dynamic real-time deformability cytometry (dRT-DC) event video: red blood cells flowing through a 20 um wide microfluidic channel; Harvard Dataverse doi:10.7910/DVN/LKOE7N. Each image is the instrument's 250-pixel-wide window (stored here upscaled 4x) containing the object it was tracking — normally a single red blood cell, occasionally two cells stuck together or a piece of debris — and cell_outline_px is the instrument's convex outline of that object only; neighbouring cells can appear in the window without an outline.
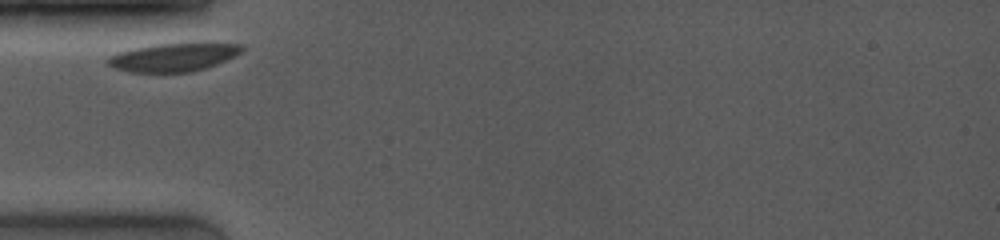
{"species": "common noctule bat (a hibernating species)", "species_latin": "Nyctalus noctula", "temperature_condition": "room temperature", "stored_images_in_passage": 25, "camera_frame_rate_fps": 4000, "um_per_image_px": 0.085, "animal": {"sex": "female", "body_mass_g": 19.0, "forearm_length_mm": 53.3}, "frame": {"image": 1, "passage_image": 1, "time_ms": 0.0, "image_size_px": [1000, 240], "cell_outline_px": [[244, 48], [236, 56], [216, 64], [192, 72], [128, 72], [116, 68], [108, 64], [104, 60], [108, 56], [132, 48], [156, 44], [244, 44]], "centroid_in_image_um": [14.69, 4.88], "position_along_channel_um": 70.3, "area_um2": 21.79}}
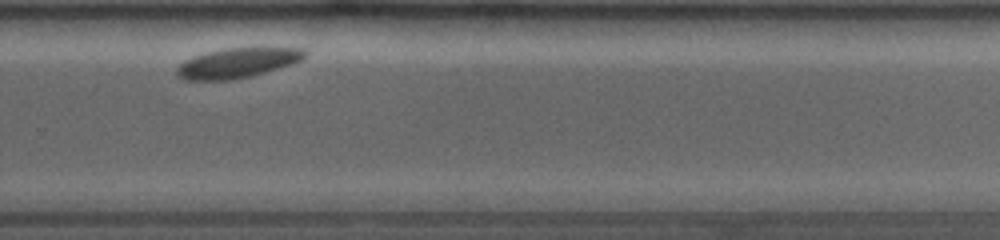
{"frame": {"image": 2, "passage_image": 19, "time_ms": 6.75, "image_size_px": [1000, 240], "cell_outline_px": [[308, 56], [304, 60], [292, 64], [264, 72], [248, 76], [228, 80], [184, 80], [176, 76], [176, 68], [184, 60], [208, 52], [228, 48], [304, 48], [308, 52]], "centroid_in_image_um": [20.21, 5.35], "position_along_channel_um": 309.6, "area_um2": 22.14}}
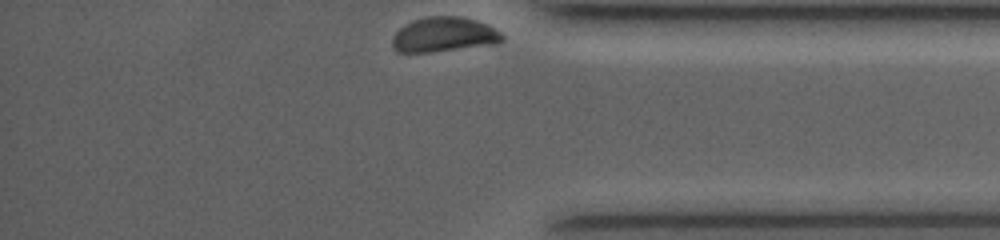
{"frame": {"image": 3, "passage_image": 25, "time_ms": 9.25, "image_size_px": [1000, 240], "cell_outline_px": [[504, 40], [496, 44], [432, 52], [396, 52], [392, 48], [392, 36], [404, 24], [412, 20], [428, 16], [460, 16], [476, 20], [488, 24], [500, 32], [504, 36]], "centroid_in_image_um": [37.73, 2.94], "position_along_channel_um": 397.5, "area_um2": 22.54}}